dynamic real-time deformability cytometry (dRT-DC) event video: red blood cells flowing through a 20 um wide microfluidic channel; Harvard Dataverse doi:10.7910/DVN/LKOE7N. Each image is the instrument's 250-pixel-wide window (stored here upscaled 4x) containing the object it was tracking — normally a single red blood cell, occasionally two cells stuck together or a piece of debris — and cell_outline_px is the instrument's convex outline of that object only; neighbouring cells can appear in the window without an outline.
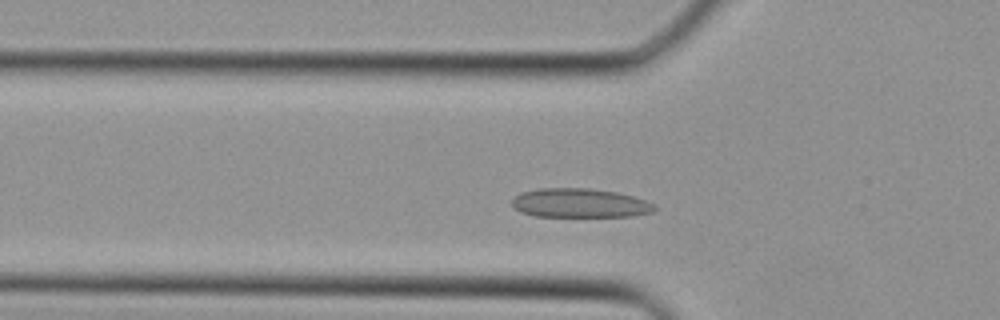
{"species": "Egyptian fruit bat (a non-hibernating species)", "species_latin": "Rousettus aegyptiacus", "temperature_condition": "cold", "stored_images_in_passage": 31, "camera_frame_rate_fps": 3000, "um_per_image_px": 0.085, "animal": {"sex": "female"}, "frame": {"image": 1, "passage_image": 6, "time_ms": 1.667, "image_size_px": [1000, 320], "cell_outline_px": [[656, 212], [632, 216], [536, 216], [520, 212], [512, 208], [512, 200], [520, 192], [540, 188], [588, 188], [616, 192], [632, 196], [656, 204]], "centroid_in_image_um": [49.28, 17.26], "position_along_channel_um": 76.5, "area_um2": 24.28}}
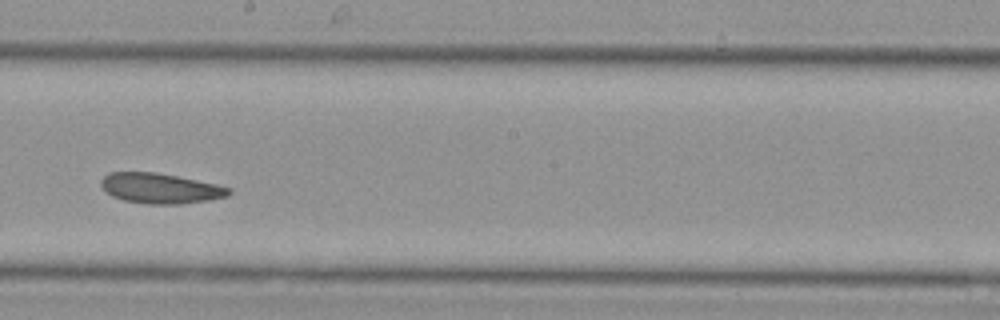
{"frame": {"image": 2, "passage_image": 15, "time_ms": 4.667, "image_size_px": [1000, 320], "cell_outline_px": [[232, 192], [228, 196], [208, 200], [180, 204], [148, 204], [124, 200], [112, 196], [100, 184], [100, 180], [108, 172], [156, 172], [216, 184], [232, 188]], "centroid_in_image_um": [13.64, 16.0], "position_along_channel_um": 234.6, "area_um2": 22.43}}
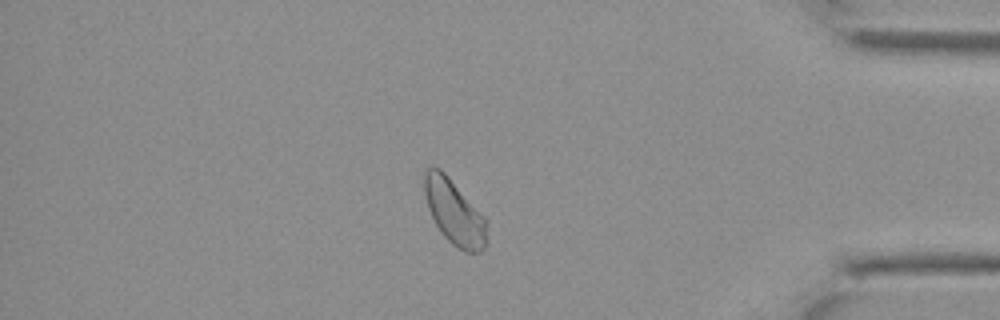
{"frame": {"image": 3, "passage_image": 26, "time_ms": 8.333, "image_size_px": [1000, 320], "cell_outline_px": [[488, 244], [480, 252], [464, 252], [456, 248], [440, 232], [428, 208], [424, 192], [424, 172], [428, 168], [440, 168], [444, 172], [484, 216], [488, 224]], "centroid_in_image_um": [38.65, 18.09], "position_along_channel_um": 396.5, "area_um2": 23.7}}